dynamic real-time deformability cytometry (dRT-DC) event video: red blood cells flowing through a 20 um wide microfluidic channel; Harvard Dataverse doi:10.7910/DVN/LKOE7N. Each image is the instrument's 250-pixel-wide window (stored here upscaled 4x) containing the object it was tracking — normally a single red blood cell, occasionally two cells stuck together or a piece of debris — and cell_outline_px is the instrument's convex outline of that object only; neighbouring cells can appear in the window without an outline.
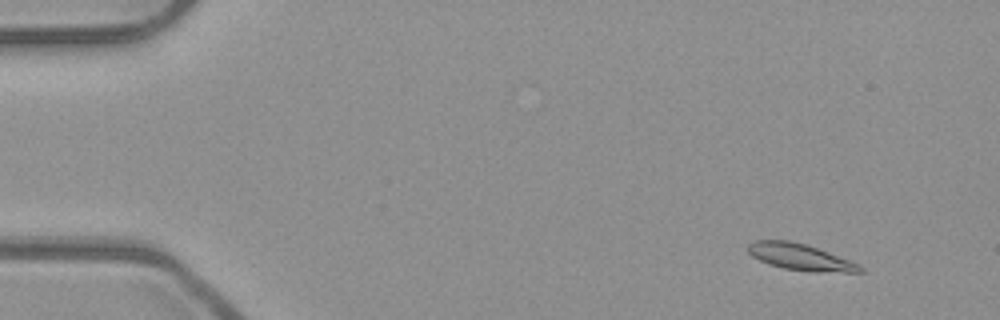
{"species": "common noctule bat (a hibernating species)", "species_latin": "Nyctalus noctula", "temperature_condition": "room temperature", "stored_images_in_passage": 17, "camera_frame_rate_fps": 3000, "um_per_image_px": 0.085, "animal": {"sex": "male", "body_mass_g": 23.1, "forearm_length_mm": 52.7}, "frame": {"image": 1, "passage_image": 5, "time_ms": 1.333, "image_size_px": [1000, 320], "cell_outline_px": [[864, 272], [812, 272], [784, 268], [768, 264], [752, 256], [748, 252], [748, 244], [752, 240], [788, 240], [804, 244], [852, 260], [860, 264], [864, 268]], "centroid_in_image_um": [68.05, 21.85], "position_along_channel_um": 17.0, "area_um2": 17.34}}
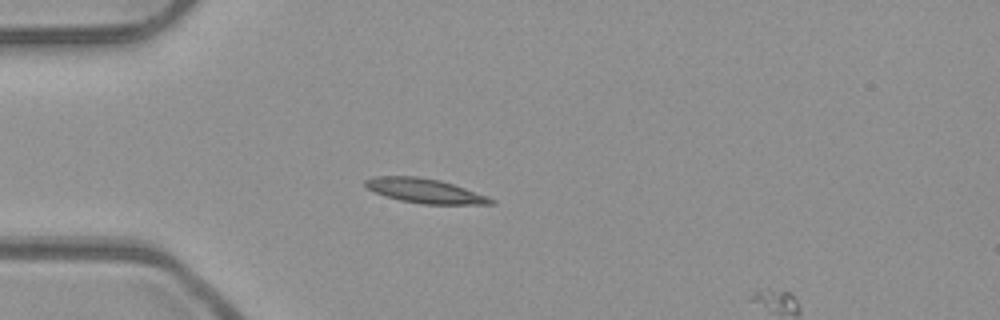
{"frame": {"image": 2, "passage_image": 15, "time_ms": 4.667, "image_size_px": [1000, 320], "cell_outline_px": [[496, 204], [420, 204], [400, 200], [384, 196], [368, 188], [364, 184], [364, 180], [372, 176], [416, 176], [440, 180], [488, 196], [496, 200]], "centroid_in_image_um": [36.11, 16.22], "position_along_channel_um": 48.9, "area_um2": 17.92}}